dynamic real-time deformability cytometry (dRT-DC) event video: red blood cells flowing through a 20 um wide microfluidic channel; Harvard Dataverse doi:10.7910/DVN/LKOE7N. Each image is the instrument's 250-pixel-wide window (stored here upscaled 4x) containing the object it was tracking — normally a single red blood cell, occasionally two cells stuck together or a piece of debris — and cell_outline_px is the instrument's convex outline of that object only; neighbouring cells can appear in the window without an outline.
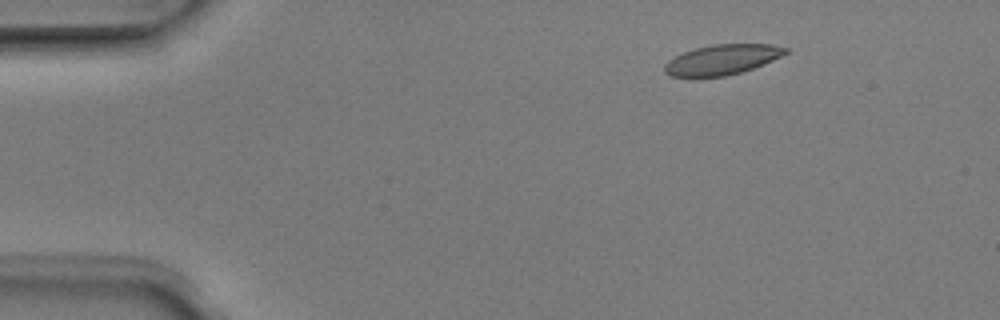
{"species": "Egyptian fruit bat (a non-hibernating species)", "species_latin": "Rousettus aegyptiacus", "temperature_condition": "room temperature", "stored_images_in_passage": 5, "camera_frame_rate_fps": 3000, "um_per_image_px": 0.085, "animal": {"sex": "male"}, "frame": {"image": 1, "passage_image": 2, "time_ms": 0.333, "image_size_px": [1000, 320], "cell_outline_px": [[792, 48], [788, 52], [764, 64], [740, 72], [724, 76], [692, 80], [668, 76], [664, 72], [664, 64], [668, 60], [684, 52], [696, 48], [712, 44], [772, 44]], "centroid_in_image_um": [61.31, 5.11], "position_along_channel_um": 23.7, "area_um2": 21.91}}